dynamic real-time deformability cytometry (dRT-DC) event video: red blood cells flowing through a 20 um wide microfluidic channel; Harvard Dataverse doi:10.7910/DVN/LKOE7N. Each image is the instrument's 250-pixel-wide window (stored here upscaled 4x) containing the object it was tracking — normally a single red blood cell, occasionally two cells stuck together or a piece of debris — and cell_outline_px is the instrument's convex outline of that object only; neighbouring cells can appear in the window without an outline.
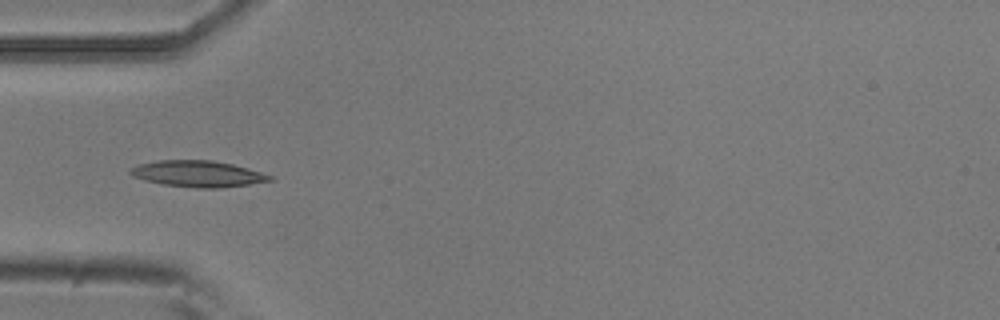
{"species": "common noctule bat (a hibernating species)", "species_latin": "Nyctalus noctula", "temperature_condition": "room temperature", "stored_images_in_passage": 31, "camera_frame_rate_fps": 3000, "um_per_image_px": 0.085, "animal": {"sex": "male", "body_mass_g": 20.5, "forearm_length_mm": 52.5}, "frame": {"image": 1, "passage_image": 1, "time_ms": 0.0, "image_size_px": [1000, 320], "cell_outline_px": [[276, 180], [220, 188], [196, 188], [164, 184], [144, 180], [132, 176], [128, 172], [132, 168], [140, 164], [156, 160], [212, 160], [232, 164], [248, 168], [272, 176]], "centroid_in_image_um": [16.82, 14.77], "position_along_channel_um": 68.2, "area_um2": 21.27}}
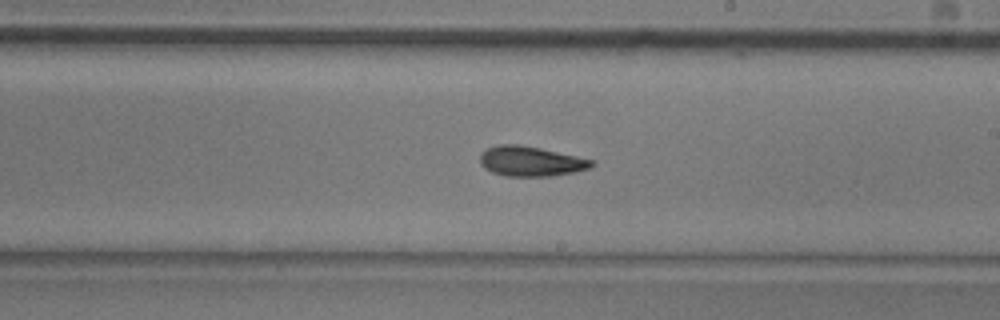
{"frame": {"image": 2, "passage_image": 15, "time_ms": 4.667, "image_size_px": [1000, 320], "cell_outline_px": [[596, 164], [592, 168], [576, 172], [552, 176], [504, 176], [492, 172], [484, 168], [480, 164], [480, 152], [496, 144], [520, 144], [540, 148], [596, 160]], "centroid_in_image_um": [45.15, 13.71], "position_along_channel_um": 243.9, "area_um2": 19.88}}
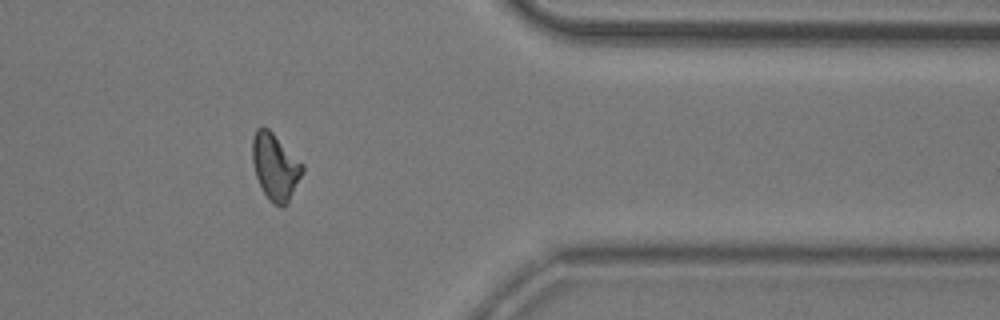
{"frame": {"image": 3, "passage_image": 28, "time_ms": 9.0, "image_size_px": [1000, 320], "cell_outline_px": [[304, 172], [288, 204], [284, 208], [268, 200], [256, 176], [252, 160], [252, 140], [256, 128], [268, 128], [304, 164]], "centroid_in_image_um": [23.42, 14.2], "position_along_channel_um": 388.0, "area_um2": 19.48}, "authors_computed_cell_mechanics": {"area_um2": 19.1896, "velocity_mm_per_s": 3.7543, "shape_relaxation_time_tau1_ms": null, "shape_relaxation_time_tau2_ms": 3.8628, "deformation_change_tau1": null, "deformation_change_tau2": 0.1116}}